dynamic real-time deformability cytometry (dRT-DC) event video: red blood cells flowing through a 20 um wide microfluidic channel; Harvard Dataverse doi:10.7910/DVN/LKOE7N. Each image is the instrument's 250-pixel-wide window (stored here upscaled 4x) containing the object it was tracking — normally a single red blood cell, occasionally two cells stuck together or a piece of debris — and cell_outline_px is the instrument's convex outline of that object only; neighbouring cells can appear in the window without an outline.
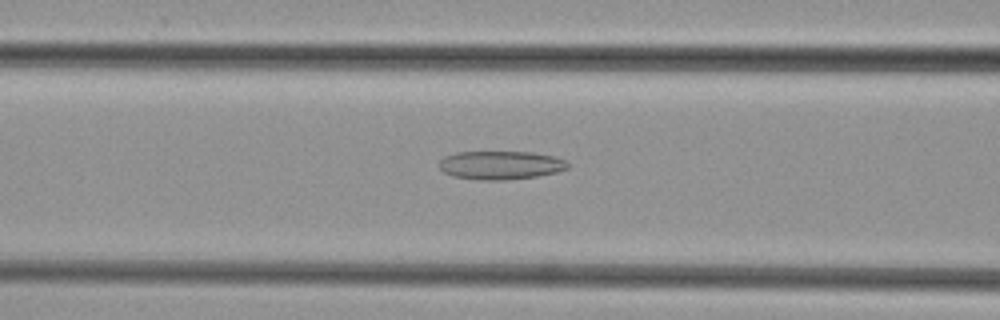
{"species": "common noctule bat (a hibernating species)", "species_latin": "Nyctalus noctula", "temperature_condition": "cold", "stored_images_in_passage": 29, "camera_frame_rate_fps": 3000, "um_per_image_px": 0.085, "animal": {"sex": "female", "body_mass_g": 29.2, "forearm_length_mm": 56.3}, "frame": {"image": 1, "passage_image": 5, "time_ms": 1.333, "image_size_px": [1000, 320], "cell_outline_px": [[568, 168], [556, 172], [536, 176], [504, 180], [480, 180], [452, 176], [444, 172], [440, 168], [440, 160], [444, 156], [456, 152], [532, 152], [556, 156], [564, 160], [568, 164]], "centroid_in_image_um": [42.54, 14.03], "position_along_channel_um": 124.1, "area_um2": 21.33}}
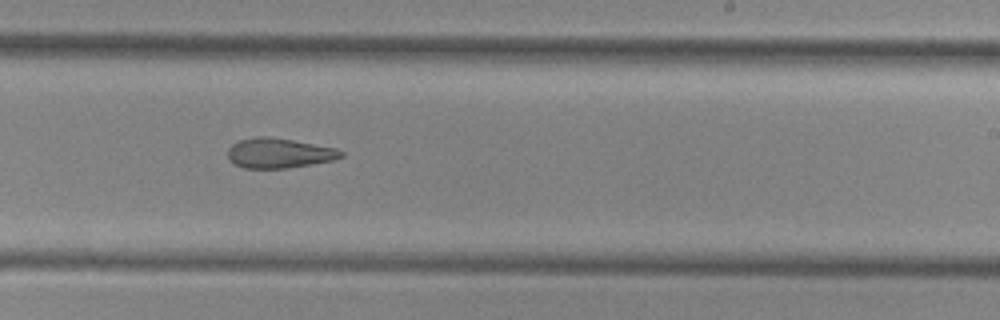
{"frame": {"image": 2, "passage_image": 15, "time_ms": 4.667, "image_size_px": [1000, 320], "cell_outline_px": [[344, 156], [332, 160], [312, 164], [288, 168], [244, 168], [236, 164], [228, 156], [228, 148], [232, 144], [240, 140], [256, 136], [264, 136], [292, 140], [336, 148], [344, 152]], "centroid_in_image_um": [23.73, 13.01], "position_along_channel_um": 265.3, "area_um2": 19.54}}
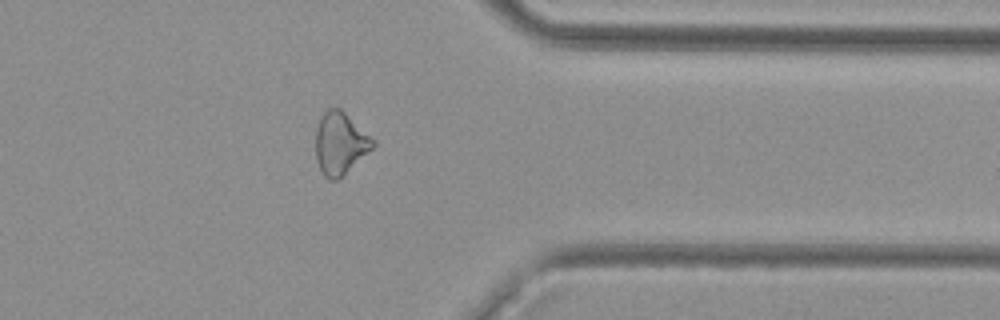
{"frame": {"image": 3, "passage_image": 24, "time_ms": 7.667, "image_size_px": [1000, 320], "cell_outline_px": [[376, 144], [372, 148], [336, 180], [328, 180], [324, 176], [316, 160], [316, 128], [324, 112], [328, 108], [340, 108], [376, 140]], "centroid_in_image_um": [28.91, 12.16], "position_along_channel_um": 382.5, "area_um2": 20.4}}